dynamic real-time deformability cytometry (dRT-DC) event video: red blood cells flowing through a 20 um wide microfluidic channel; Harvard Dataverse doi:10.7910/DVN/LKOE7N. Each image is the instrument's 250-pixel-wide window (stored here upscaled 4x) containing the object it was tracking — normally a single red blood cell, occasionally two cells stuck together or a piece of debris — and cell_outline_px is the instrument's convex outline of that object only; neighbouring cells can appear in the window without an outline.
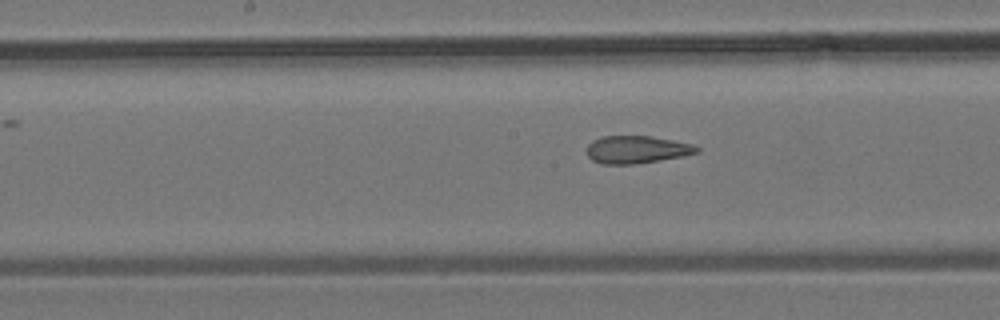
{"species": "common noctule bat (a hibernating species)", "species_latin": "Nyctalus noctula", "temperature_condition": "room temperature", "stored_images_in_passage": 8, "camera_frame_rate_fps": 3000, "um_per_image_px": 0.085, "animal": {"sex": "male", "body_mass_g": 19.2, "forearm_length_mm": 51.8}, "frame": {"image": 1, "passage_image": 8, "time_ms": 8.333, "image_size_px": [1000, 320], "cell_outline_px": [[700, 152], [680, 156], [636, 164], [600, 164], [592, 160], [588, 156], [588, 144], [592, 140], [600, 136], [652, 136], [692, 144], [700, 148]], "centroid_in_image_um": [54.09, 12.71], "position_along_channel_um": 194.1, "area_um2": 17.63}}